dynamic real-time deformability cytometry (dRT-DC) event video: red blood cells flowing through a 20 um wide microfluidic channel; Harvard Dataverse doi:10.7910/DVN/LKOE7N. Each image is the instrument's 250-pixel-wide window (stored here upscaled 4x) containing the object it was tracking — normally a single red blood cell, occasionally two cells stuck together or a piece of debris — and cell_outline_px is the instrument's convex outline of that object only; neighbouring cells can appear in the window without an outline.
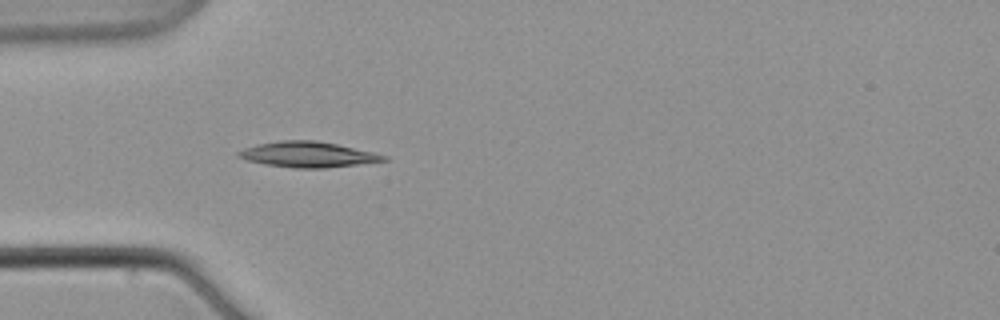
{"species": "common noctule bat (a hibernating species)", "species_latin": "Nyctalus noctula", "temperature_condition": "warm", "stored_images_in_passage": 1, "camera_frame_rate_fps": 3000, "um_per_image_px": 0.085, "animal": {"sex": "male", "body_mass_g": 21.5, "forearm_length_mm": 52.0}, "frame": {"image": 1, "passage_image": 1, "time_ms": 0.0, "image_size_px": [1000, 320], "cell_outline_px": [[388, 160], [324, 168], [292, 168], [264, 164], [248, 160], [236, 156], [236, 152], [244, 148], [256, 144], [280, 140], [316, 140], [336, 144], [372, 152], [388, 156]], "centroid_in_image_um": [26.11, 13.13], "position_along_channel_um": 58.9, "area_um2": 21.5}}